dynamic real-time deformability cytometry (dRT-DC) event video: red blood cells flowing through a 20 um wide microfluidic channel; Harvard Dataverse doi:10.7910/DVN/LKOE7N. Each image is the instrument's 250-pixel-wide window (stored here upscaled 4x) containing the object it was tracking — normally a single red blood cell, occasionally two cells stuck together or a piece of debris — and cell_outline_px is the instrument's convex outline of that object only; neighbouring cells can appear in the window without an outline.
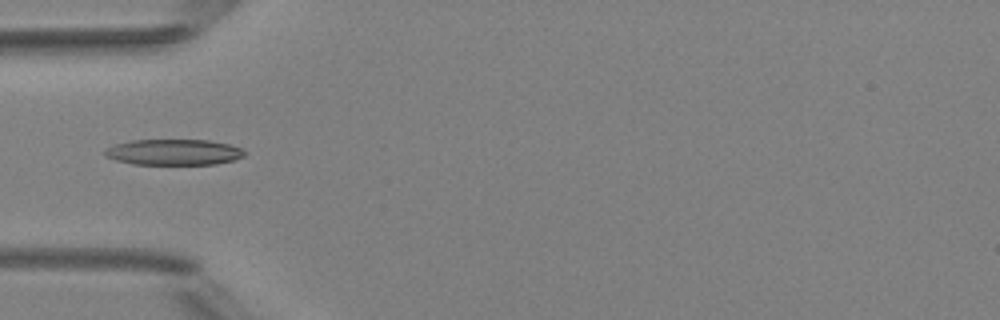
{"species": "Egyptian fruit bat (a non-hibernating species)", "species_latin": "Rousettus aegyptiacus", "temperature_condition": "room temperature", "stored_images_in_passage": 5, "camera_frame_rate_fps": 3000, "um_per_image_px": 0.085, "animal": {"sex": "female"}, "frame": {"image": 1, "passage_image": 4, "time_ms": 3.333, "image_size_px": [1000, 320], "cell_outline_px": [[248, 152], [244, 156], [232, 160], [216, 164], [132, 164], [116, 160], [104, 156], [104, 152], [108, 148], [116, 144], [132, 140], [208, 140], [228, 144], [240, 148]], "centroid_in_image_um": [14.78, 12.93], "position_along_channel_um": 70.2, "area_um2": 20.92}}
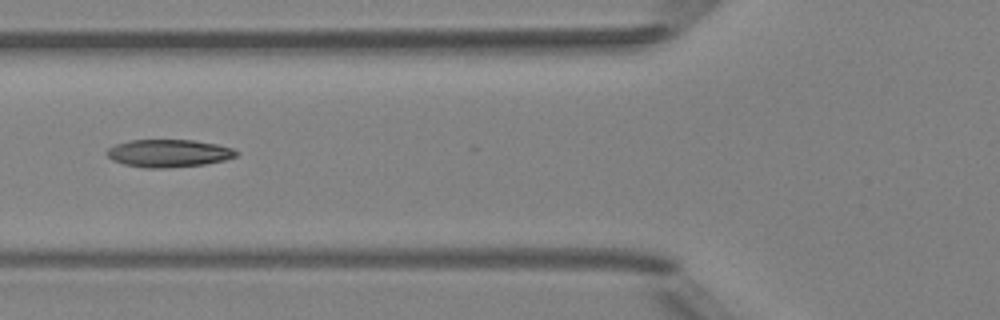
{"frame": {"image": 2, "passage_image": 5, "time_ms": 4.333, "image_size_px": [1000, 320], "cell_outline_px": [[240, 152], [236, 156], [224, 160], [204, 164], [164, 168], [144, 168], [124, 164], [112, 160], [104, 152], [108, 148], [116, 144], [132, 140], [192, 140], [216, 144], [232, 148]], "centroid_in_image_um": [14.31, 13.03], "position_along_channel_um": 111.5, "area_um2": 20.81}}